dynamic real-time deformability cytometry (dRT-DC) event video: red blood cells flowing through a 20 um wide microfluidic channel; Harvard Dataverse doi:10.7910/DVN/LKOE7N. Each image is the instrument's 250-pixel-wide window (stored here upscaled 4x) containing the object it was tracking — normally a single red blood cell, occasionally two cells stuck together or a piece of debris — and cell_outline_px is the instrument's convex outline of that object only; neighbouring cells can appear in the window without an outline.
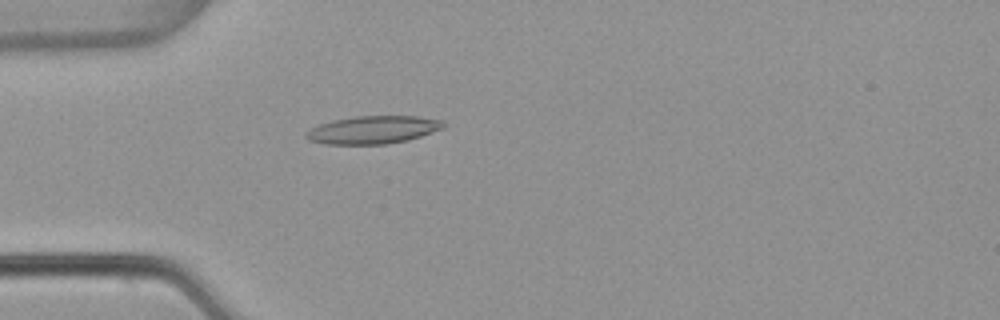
{"species": "common noctule bat (a hibernating species)", "species_latin": "Nyctalus noctula", "temperature_condition": "warm", "stored_images_in_passage": 3, "camera_frame_rate_fps": 3000, "um_per_image_px": 0.085, "animal": {"sex": "female", "body_mass_g": 22.7, "forearm_length_mm": 54.2}, "frame": {"image": 1, "passage_image": 3, "time_ms": 0.667, "image_size_px": [1000, 320], "cell_outline_px": [[448, 124], [444, 128], [408, 140], [388, 144], [324, 144], [308, 140], [304, 136], [304, 132], [320, 124], [332, 120], [356, 116], [416, 116], [444, 120]], "centroid_in_image_um": [31.72, 11.03], "position_along_channel_um": 53.3, "area_um2": 22.48}}